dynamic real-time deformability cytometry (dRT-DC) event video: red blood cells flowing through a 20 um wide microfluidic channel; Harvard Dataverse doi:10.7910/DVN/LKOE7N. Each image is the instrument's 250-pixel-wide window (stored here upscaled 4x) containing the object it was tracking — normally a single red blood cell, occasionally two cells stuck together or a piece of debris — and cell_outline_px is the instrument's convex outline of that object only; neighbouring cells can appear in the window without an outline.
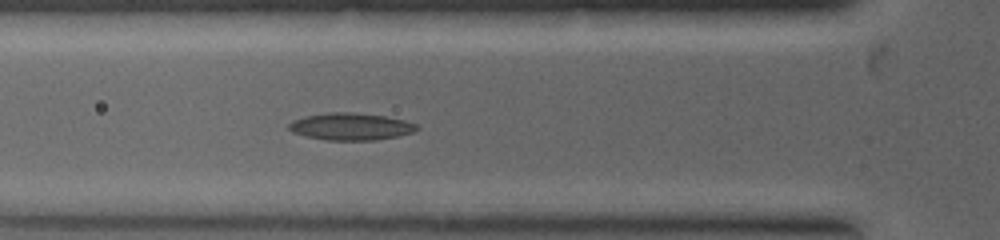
{"species": "common noctule bat (a hibernating species)", "species_latin": "Nyctalus noctula", "temperature_condition": "warm", "stored_images_in_passage": 30, "camera_frame_rate_fps": 5000, "um_per_image_px": 0.085, "animal": {"sex": "female", "body_mass_g": 19.0, "forearm_length_mm": 53.3}, "frame": {"image": 1, "passage_image": 7, "time_ms": 1.8, "image_size_px": [1000, 240], "cell_outline_px": [[420, 128], [412, 132], [396, 136], [376, 140], [328, 140], [308, 136], [292, 132], [288, 128], [288, 124], [292, 120], [304, 116], [328, 112], [356, 112], [384, 116], [404, 120], [416, 124]], "centroid_in_image_um": [29.8, 10.74], "position_along_channel_um": 96.0, "area_um2": 20.17}}
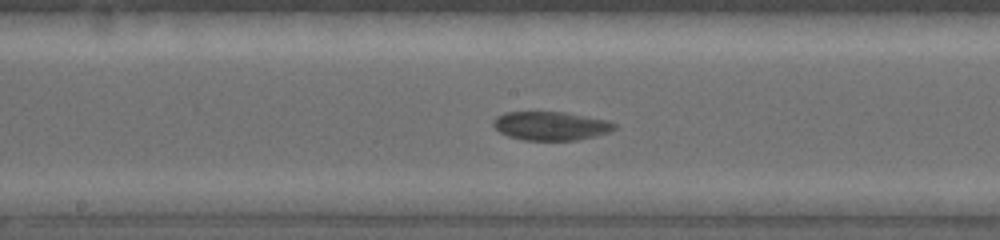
{"frame": {"image": 2, "passage_image": 13, "time_ms": 3.4, "image_size_px": [1000, 240], "cell_outline_px": [[616, 128], [608, 132], [596, 136], [576, 140], [524, 140], [508, 136], [500, 132], [492, 124], [492, 120], [496, 116], [504, 112], [564, 112], [608, 120], [616, 124]], "centroid_in_image_um": [46.8, 10.69], "position_along_channel_um": 201.4, "area_um2": 20.29}}
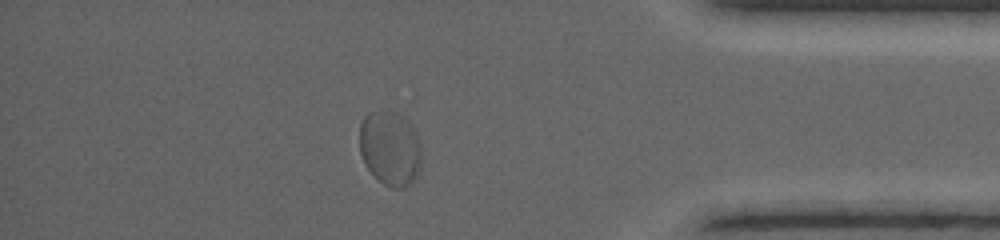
{"frame": {"image": 3, "passage_image": 24, "time_ms": 6.8, "image_size_px": [1000, 240], "cell_outline_px": [[420, 164], [416, 176], [404, 188], [392, 188], [384, 184], [364, 164], [360, 152], [360, 124], [364, 116], [368, 112], [396, 112], [404, 116], [412, 124], [420, 144]], "centroid_in_image_um": [33.15, 12.58], "position_along_channel_um": 402.0, "area_um2": 26.76}}